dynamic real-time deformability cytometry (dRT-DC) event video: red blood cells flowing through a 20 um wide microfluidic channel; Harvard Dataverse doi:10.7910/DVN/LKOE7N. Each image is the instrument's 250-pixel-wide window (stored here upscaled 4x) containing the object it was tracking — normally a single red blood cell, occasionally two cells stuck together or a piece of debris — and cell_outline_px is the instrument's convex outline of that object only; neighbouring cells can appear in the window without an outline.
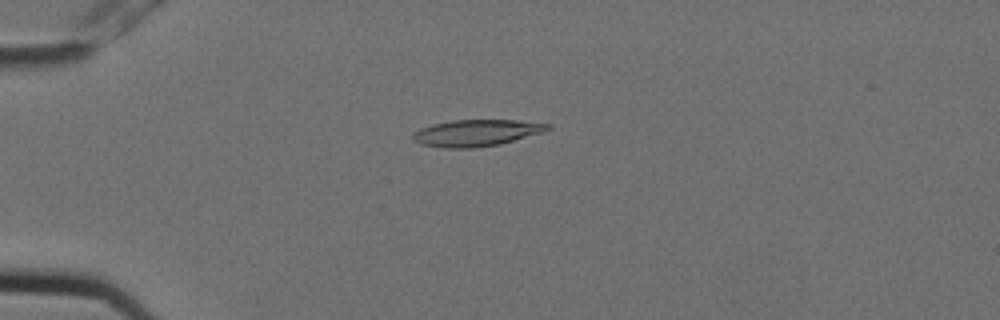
{"species": "Egyptian fruit bat (a non-hibernating species)", "species_latin": "Rousettus aegyptiacus", "temperature_condition": "cold", "stored_images_in_passage": 4, "camera_frame_rate_fps": 3000, "um_per_image_px": 0.085, "animal": {"sex": "female"}, "frame": {"image": 1, "passage_image": 2, "time_ms": 0.333, "image_size_px": [1000, 320], "cell_outline_px": [[552, 128], [544, 132], [500, 144], [476, 148], [444, 148], [420, 144], [412, 140], [412, 132], [420, 128], [432, 124], [452, 120], [516, 120], [552, 124]], "centroid_in_image_um": [40.48, 11.3], "position_along_channel_um": 44.5, "area_um2": 21.15}}
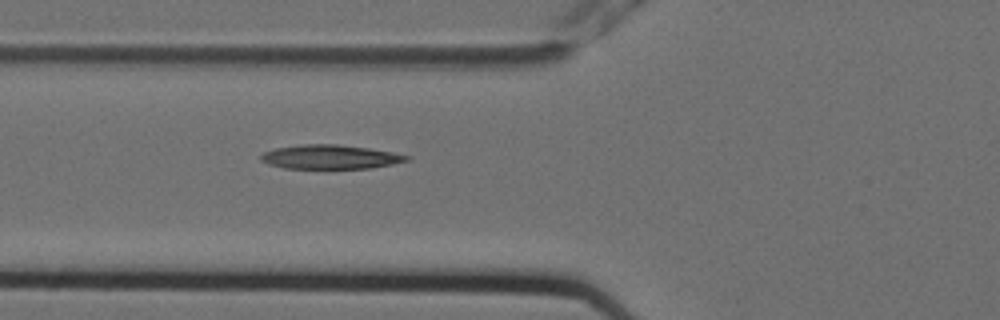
{"frame": {"image": 2, "passage_image": 4, "time_ms": 1.0, "image_size_px": [1000, 320], "cell_outline_px": [[412, 156], [408, 160], [392, 164], [368, 168], [284, 168], [268, 164], [260, 160], [260, 156], [264, 152], [276, 148], [300, 144], [336, 144], [368, 148], [392, 152]], "centroid_in_image_um": [28.05, 13.33], "position_along_channel_um": 97.8, "area_um2": 20.35}}